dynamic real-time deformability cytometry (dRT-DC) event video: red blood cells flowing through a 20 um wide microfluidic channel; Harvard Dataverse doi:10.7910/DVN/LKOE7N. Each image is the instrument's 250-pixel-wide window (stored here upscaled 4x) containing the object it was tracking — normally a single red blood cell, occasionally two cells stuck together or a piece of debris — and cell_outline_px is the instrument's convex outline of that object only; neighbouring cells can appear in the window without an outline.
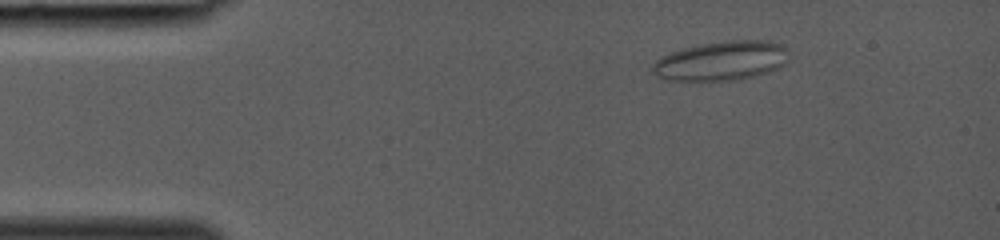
{"species": "common noctule bat (a hibernating species)", "species_latin": "Nyctalus noctula", "temperature_condition": "room temperature", "stored_images_in_passage": 35, "camera_frame_rate_fps": 3000, "um_per_image_px": 0.085, "animal": {"sex": "female", "body_mass_g": 19.0, "forearm_length_mm": 53.3}, "frame": {"image": 1, "passage_image": 2, "time_ms": 0.333, "image_size_px": [1000, 240], "cell_outline_px": [[788, 60], [780, 68], [768, 72], [736, 80], [668, 80], [656, 76], [652, 72], [652, 64], [660, 56], [668, 52], [700, 44], [732, 40], [772, 40], [784, 44], [788, 48]], "centroid_in_image_um": [61.35, 5.15], "position_along_channel_um": 23.7, "area_um2": 31.62}}
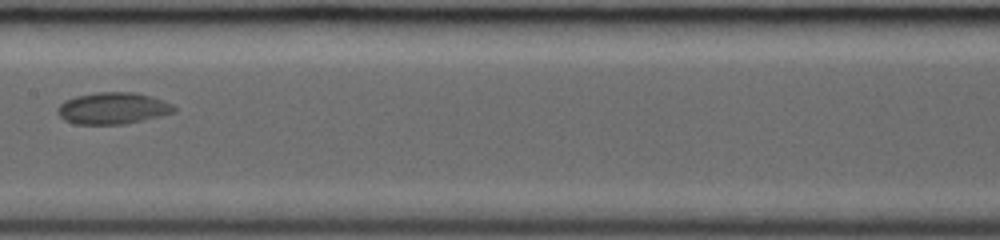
{"frame": {"image": 2, "passage_image": 17, "time_ms": 5.333, "image_size_px": [1000, 240], "cell_outline_px": [[176, 112], [160, 116], [124, 124], [76, 124], [64, 120], [56, 112], [60, 104], [64, 100], [76, 96], [100, 92], [136, 92], [152, 96], [172, 104], [176, 108]], "centroid_in_image_um": [9.59, 9.2], "position_along_channel_um": 197.8, "area_um2": 21.5}}
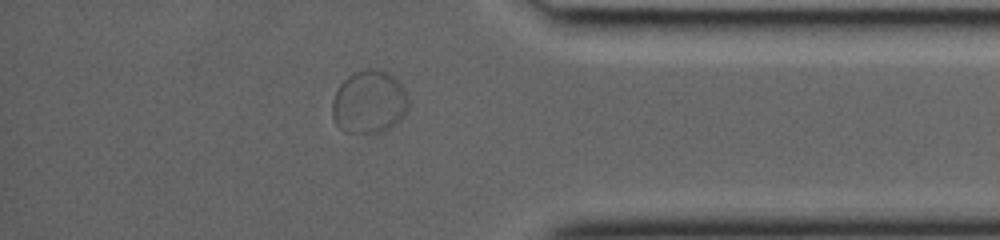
{"frame": {"image": 3, "passage_image": 30, "time_ms": 9.667, "image_size_px": [1000, 240], "cell_outline_px": [[408, 108], [404, 116], [396, 124], [380, 132], [344, 132], [336, 124], [332, 116], [332, 100], [340, 84], [348, 76], [364, 68], [372, 68], [388, 72], [396, 76], [408, 92]], "centroid_in_image_um": [31.41, 8.64], "position_along_channel_um": 403.8, "area_um2": 28.32}}